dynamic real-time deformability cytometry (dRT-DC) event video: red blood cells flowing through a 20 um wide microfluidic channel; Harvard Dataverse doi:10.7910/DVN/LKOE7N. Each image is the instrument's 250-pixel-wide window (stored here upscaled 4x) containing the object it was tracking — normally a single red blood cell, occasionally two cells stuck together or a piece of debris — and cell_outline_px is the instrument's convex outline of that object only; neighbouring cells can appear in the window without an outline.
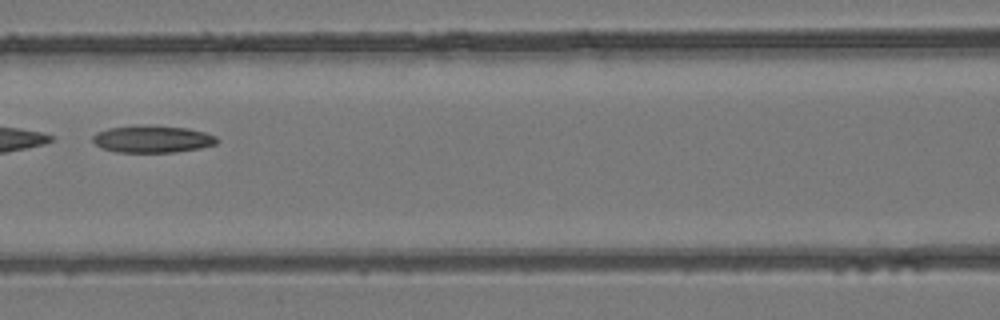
{"species": "common noctule bat (a hibernating species)", "species_latin": "Nyctalus noctula", "temperature_condition": "room temperature", "stored_images_in_passage": 30, "camera_frame_rate_fps": 3000, "um_per_image_px": 0.085, "animal": {"sex": "female", "body_mass_g": 24.6, "forearm_length_mm": 56.2}, "frame": {"image": 1, "passage_image": 18, "time_ms": 5.667, "image_size_px": [1000, 320], "cell_outline_px": [[220, 140], [216, 144], [200, 148], [176, 152], [116, 152], [100, 148], [92, 140], [92, 136], [96, 132], [108, 128], [188, 128], [204, 132], [216, 136]], "centroid_in_image_um": [12.97, 11.88], "position_along_channel_um": 153.6, "area_um2": 18.79}}